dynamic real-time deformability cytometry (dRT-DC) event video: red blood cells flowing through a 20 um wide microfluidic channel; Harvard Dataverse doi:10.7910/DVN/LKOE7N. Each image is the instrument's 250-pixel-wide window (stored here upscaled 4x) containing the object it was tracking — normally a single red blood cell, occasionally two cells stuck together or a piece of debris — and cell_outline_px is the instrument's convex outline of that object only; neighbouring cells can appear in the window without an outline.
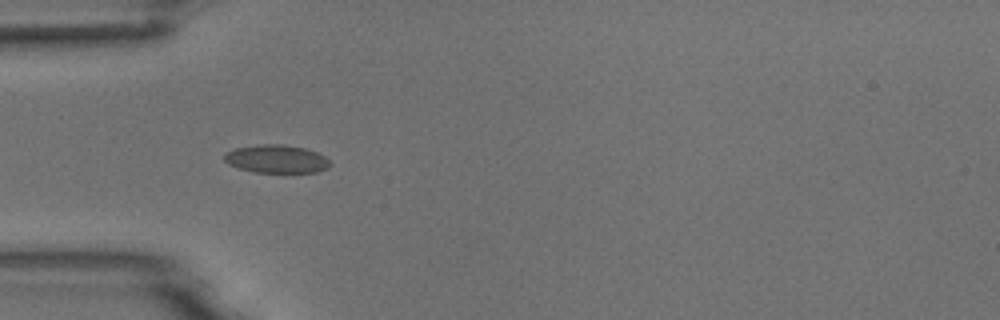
{"species": "common noctule bat (a hibernating species)", "species_latin": "Nyctalus noctula", "temperature_condition": "room temperature", "stored_images_in_passage": 7, "camera_frame_rate_fps": 3000, "um_per_image_px": 0.085, "animal": {"sex": "male", "body_mass_g": 18.8}, "frame": {"image": 1, "passage_image": 2, "time_ms": 1.0, "image_size_px": [1000, 320], "cell_outline_px": [[332, 164], [328, 168], [316, 172], [252, 172], [236, 168], [228, 164], [224, 160], [224, 152], [236, 148], [256, 144], [280, 144], [304, 148], [316, 152], [324, 156]], "centroid_in_image_um": [23.45, 13.51], "position_along_channel_um": 61.5, "area_um2": 17.46}}
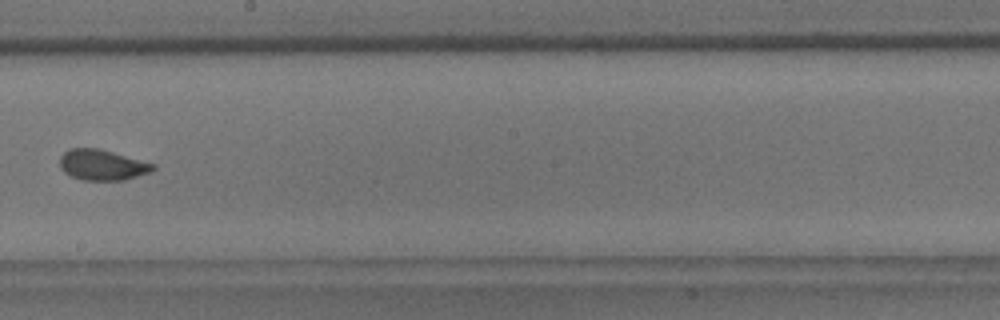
{"frame": {"image": 2, "passage_image": 6, "time_ms": 5.667, "image_size_px": [1000, 320], "cell_outline_px": [[156, 168], [152, 172], [124, 180], [80, 180], [64, 172], [60, 168], [60, 156], [64, 152], [72, 148], [96, 148], [112, 152], [156, 164]], "centroid_in_image_um": [8.7, 14.03], "position_along_channel_um": 239.5, "area_um2": 16.65}}
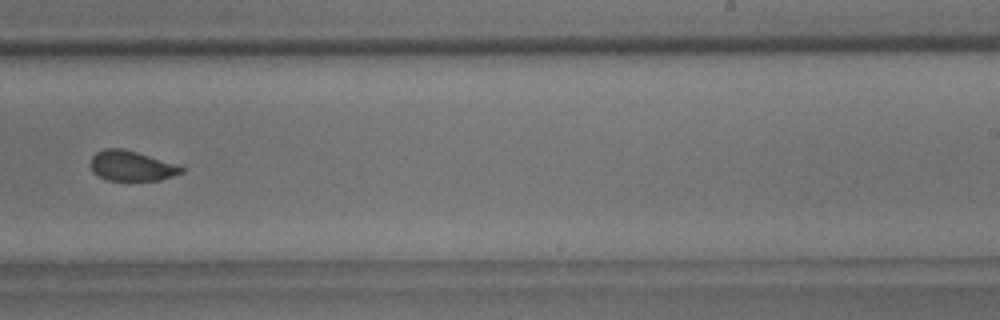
{"frame": {"image": 3, "passage_image": 7, "time_ms": 6.667, "image_size_px": [1000, 320], "cell_outline_px": [[184, 172], [160, 180], [108, 180], [92, 172], [88, 164], [92, 156], [96, 152], [104, 148], [120, 148], [136, 152], [180, 164], [184, 168]], "centroid_in_image_um": [11.18, 14.09], "position_along_channel_um": 277.8, "area_um2": 16.13}}